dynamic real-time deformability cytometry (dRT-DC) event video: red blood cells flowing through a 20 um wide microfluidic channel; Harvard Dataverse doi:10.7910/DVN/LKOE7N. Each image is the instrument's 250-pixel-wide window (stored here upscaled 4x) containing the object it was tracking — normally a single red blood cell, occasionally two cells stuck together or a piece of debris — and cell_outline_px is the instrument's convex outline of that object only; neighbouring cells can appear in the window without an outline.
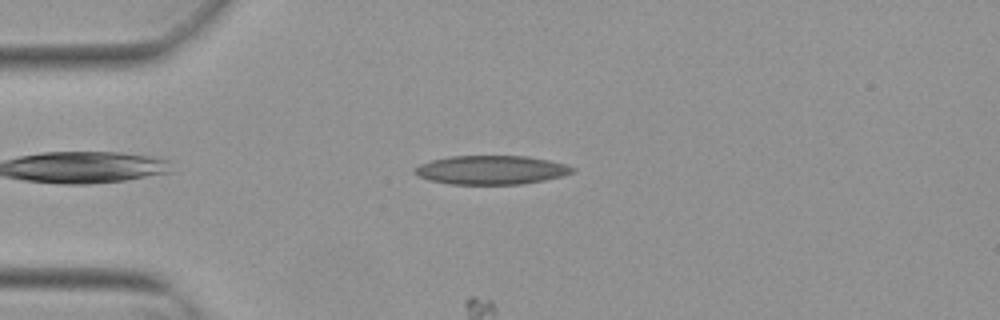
{"species": "Egyptian fruit bat (a non-hibernating species)", "species_latin": "Rousettus aegyptiacus", "temperature_condition": "warm", "stored_images_in_passage": 27, "camera_frame_rate_fps": 3000, "um_per_image_px": 0.085, "animal": {"sex": "female"}, "frame": {"image": 1, "passage_image": 6, "time_ms": 1.667, "image_size_px": [1000, 320], "cell_outline_px": [[576, 172], [544, 180], [524, 184], [448, 184], [428, 180], [412, 172], [412, 168], [420, 164], [432, 160], [448, 156], [528, 156], [548, 160], [564, 164], [576, 168]], "centroid_in_image_um": [41.73, 14.45], "position_along_channel_um": 43.3, "area_um2": 26.65}}